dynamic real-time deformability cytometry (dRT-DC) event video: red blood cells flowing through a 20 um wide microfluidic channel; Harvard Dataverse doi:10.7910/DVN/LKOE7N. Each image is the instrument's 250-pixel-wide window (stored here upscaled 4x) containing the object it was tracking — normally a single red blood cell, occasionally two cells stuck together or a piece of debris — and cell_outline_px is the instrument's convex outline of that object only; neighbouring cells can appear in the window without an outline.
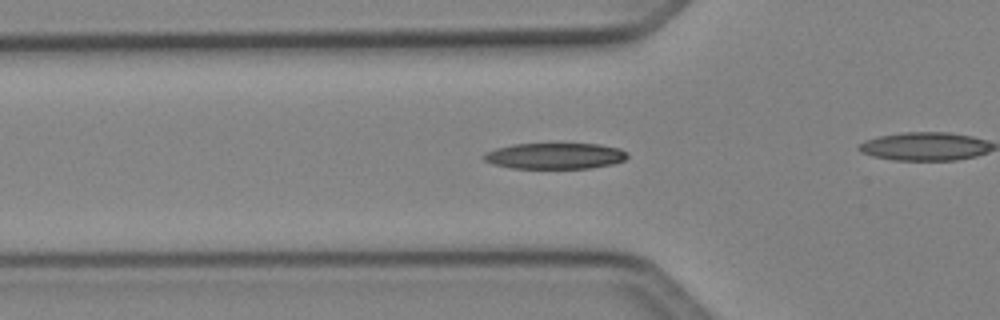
{"species": "Egyptian fruit bat (a non-hibernating species)", "species_latin": "Rousettus aegyptiacus", "temperature_condition": "cold", "stored_images_in_passage": 37, "camera_frame_rate_fps": 3000, "um_per_image_px": 0.085, "animal": {"sex": "female"}, "frame": {"image": 1, "passage_image": 14, "time_ms": 4.333, "image_size_px": [1000, 320], "cell_outline_px": [[628, 156], [624, 160], [612, 164], [588, 168], [512, 168], [492, 164], [484, 160], [480, 156], [484, 152], [496, 148], [512, 144], [600, 144], [620, 148], [628, 152]], "centroid_in_image_um": [47.14, 13.25], "position_along_channel_um": 78.7, "area_um2": 21.91}}
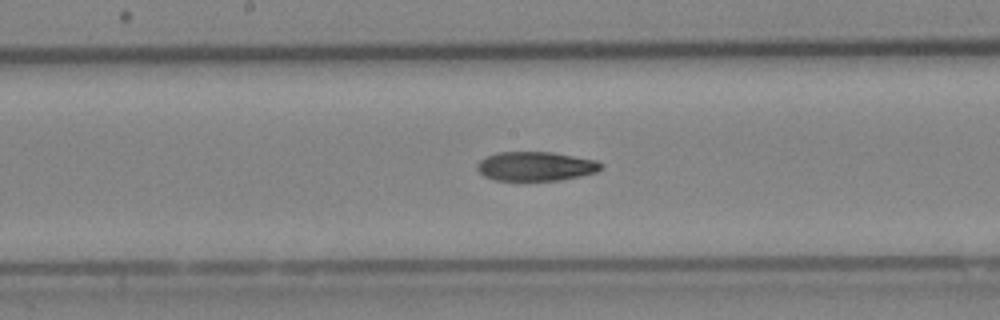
{"frame": {"image": 2, "passage_image": 23, "time_ms": 7.333, "image_size_px": [1000, 320], "cell_outline_px": [[604, 164], [596, 172], [580, 176], [560, 180], [496, 180], [484, 176], [476, 168], [476, 164], [480, 160], [496, 152], [552, 152], [596, 160]], "centroid_in_image_um": [45.53, 14.13], "position_along_channel_um": 202.7, "area_um2": 20.98}}
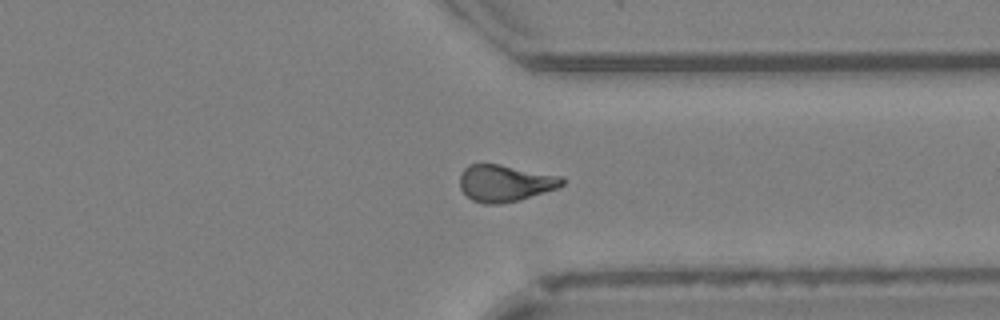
{"frame": {"image": 3, "passage_image": 35, "time_ms": 11.333, "image_size_px": [1000, 320], "cell_outline_px": [[564, 184], [556, 188], [516, 200], [500, 204], [484, 204], [472, 200], [460, 188], [460, 172], [468, 164], [500, 164], [564, 176]], "centroid_in_image_um": [42.91, 15.54], "position_along_channel_um": 368.5, "area_um2": 21.85}}